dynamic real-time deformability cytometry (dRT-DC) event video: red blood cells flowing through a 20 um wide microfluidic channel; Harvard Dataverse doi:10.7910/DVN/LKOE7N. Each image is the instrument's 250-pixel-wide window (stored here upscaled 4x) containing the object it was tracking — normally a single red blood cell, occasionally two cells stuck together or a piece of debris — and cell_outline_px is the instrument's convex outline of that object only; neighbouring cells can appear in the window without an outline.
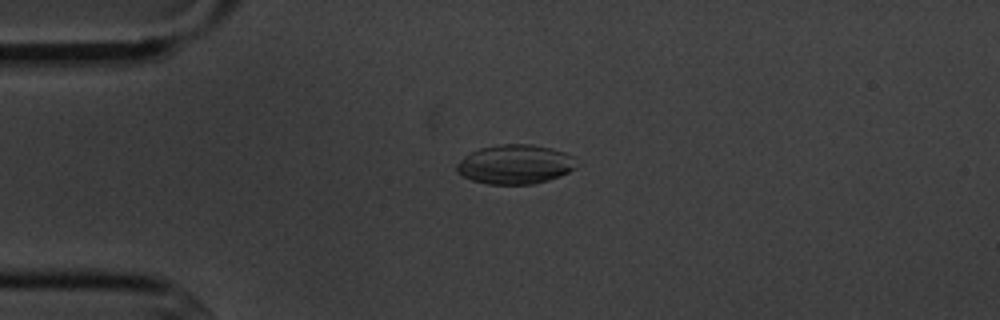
{"species": "common noctule bat (a hibernating species)", "species_latin": "Nyctalus noctula", "temperature_condition": "cold", "stored_images_in_passage": 2, "camera_frame_rate_fps": 3000, "um_per_image_px": 0.085, "animal": {"sex": "male", "body_mass_g": 20.1, "forearm_length_mm": 53.5}, "frame": {"image": 1, "passage_image": 1, "time_ms": 0.0, "image_size_px": [1000, 320], "cell_outline_px": [[576, 168], [560, 176], [548, 180], [532, 184], [488, 184], [472, 180], [456, 172], [456, 164], [464, 156], [480, 148], [500, 144], [532, 144], [552, 148], [564, 152], [572, 156]], "centroid_in_image_um": [43.77, 13.97], "position_along_channel_um": 41.2, "area_um2": 27.34}}